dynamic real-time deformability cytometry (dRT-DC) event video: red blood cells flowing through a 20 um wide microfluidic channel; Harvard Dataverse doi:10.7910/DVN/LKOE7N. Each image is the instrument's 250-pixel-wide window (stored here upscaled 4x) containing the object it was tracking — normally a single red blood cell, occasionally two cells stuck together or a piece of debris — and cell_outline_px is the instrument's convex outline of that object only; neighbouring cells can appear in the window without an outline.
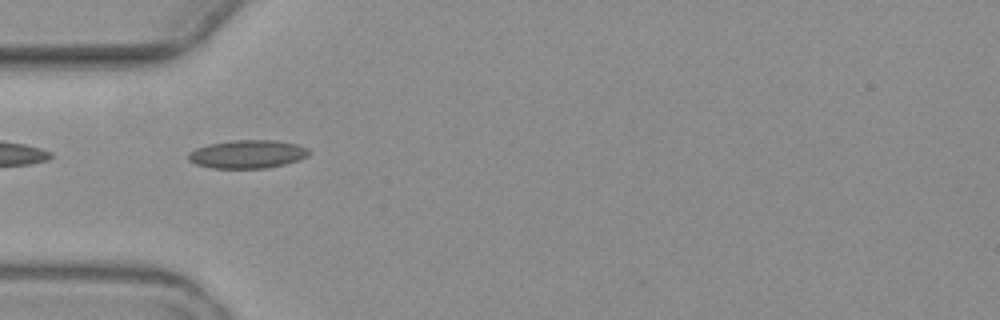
{"species": "common noctule bat (a hibernating species)", "species_latin": "Nyctalus noctula", "temperature_condition": "warm", "stored_images_in_passage": 7, "camera_frame_rate_fps": 3000, "um_per_image_px": 0.085, "animal": {"sex": "female", "body_mass_g": 19.3, "forearm_length_mm": 54.1}, "frame": {"image": 1, "passage_image": 6, "time_ms": 6.0, "image_size_px": [1000, 320], "cell_outline_px": [[308, 156], [300, 160], [268, 168], [212, 168], [196, 164], [188, 160], [188, 152], [196, 148], [208, 144], [232, 140], [276, 140], [296, 144], [308, 148]], "centroid_in_image_um": [21.03, 13.1], "position_along_channel_um": 64.0, "area_um2": 19.94}}
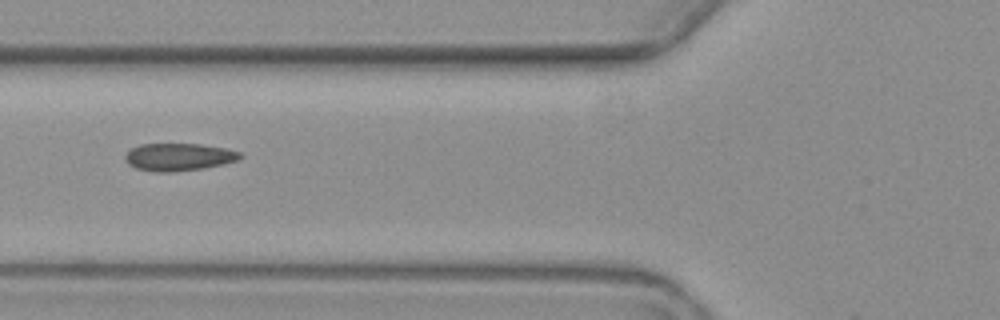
{"frame": {"image": 2, "passage_image": 7, "time_ms": 7.333, "image_size_px": [1000, 320], "cell_outline_px": [[244, 156], [236, 160], [204, 168], [172, 172], [156, 172], [136, 168], [128, 164], [124, 160], [124, 156], [132, 148], [140, 144], [200, 144], [228, 148], [240, 152]], "centroid_in_image_um": [15.18, 13.34], "position_along_channel_um": 110.6, "area_um2": 18.44}}